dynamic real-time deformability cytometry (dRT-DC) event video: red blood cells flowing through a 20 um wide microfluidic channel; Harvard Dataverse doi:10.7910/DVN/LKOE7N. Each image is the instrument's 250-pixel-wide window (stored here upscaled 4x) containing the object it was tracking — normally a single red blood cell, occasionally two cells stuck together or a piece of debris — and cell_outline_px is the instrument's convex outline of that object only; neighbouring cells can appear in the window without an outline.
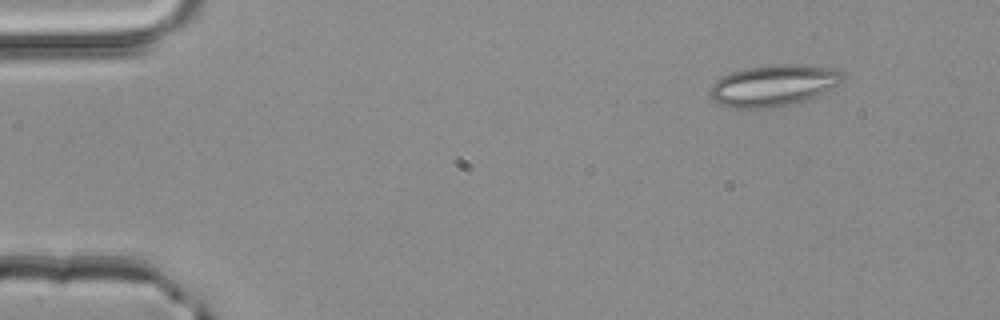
{"species": "common noctule bat (a hibernating species)", "species_latin": "Nyctalus noctula", "temperature_condition": "room temperature", "stored_images_in_passage": 3, "camera_frame_rate_fps": 3000, "um_per_image_px": 0.085, "animal": {"sex": "male", "body_mass_g": 20.4}, "frame": {"image": 1, "passage_image": 1, "time_ms": 0.0, "image_size_px": [1000, 320], "cell_outline_px": [[844, 80], [840, 84], [816, 96], [792, 104], [764, 108], [732, 108], [720, 104], [708, 92], [712, 84], [716, 80], [732, 72], [748, 68], [768, 64], [804, 64], [836, 68], [844, 76]], "centroid_in_image_um": [65.78, 7.24], "position_along_channel_um": 19.2, "area_um2": 32.02}}
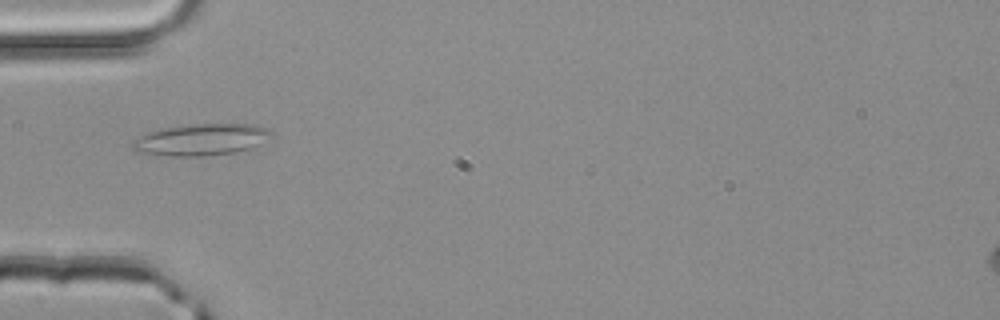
{"frame": {"image": 2, "passage_image": 3, "time_ms": 0.667, "image_size_px": [1000, 320], "cell_outline_px": [[272, 136], [252, 148], [236, 152], [204, 156], [168, 156], [136, 152], [132, 148], [132, 140], [148, 132], [164, 128], [196, 124], [252, 124], [268, 128], [272, 132]], "centroid_in_image_um": [17.1, 11.88], "position_along_channel_um": 67.9, "area_um2": 25.61}}